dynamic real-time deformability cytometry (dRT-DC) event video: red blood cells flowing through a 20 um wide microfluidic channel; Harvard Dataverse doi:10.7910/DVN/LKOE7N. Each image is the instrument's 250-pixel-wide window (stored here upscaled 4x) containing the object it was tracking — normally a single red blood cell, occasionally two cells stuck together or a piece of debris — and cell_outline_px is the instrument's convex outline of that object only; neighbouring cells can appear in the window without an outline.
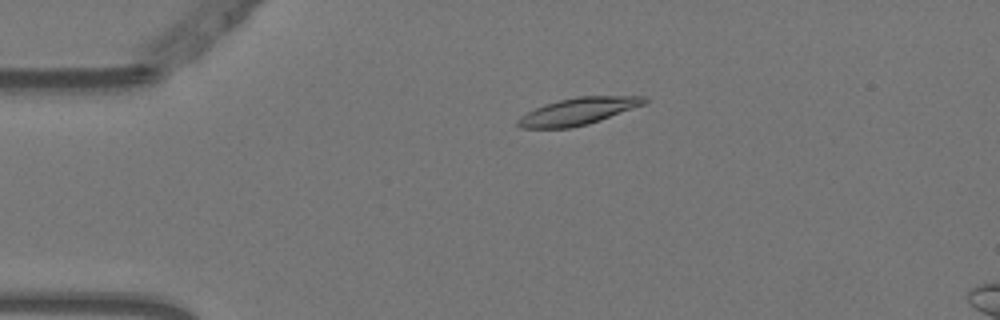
{"species": "Egyptian fruit bat (a non-hibernating species)", "species_latin": "Rousettus aegyptiacus", "temperature_condition": "warm", "stored_images_in_passage": 6, "camera_frame_rate_fps": 3000, "um_per_image_px": 0.085, "animal": {"sex": "female"}, "frame": {"image": 1, "passage_image": 1, "time_ms": 0.0, "image_size_px": [1000, 320], "cell_outline_px": [[648, 100], [644, 104], [600, 120], [588, 124], [568, 128], [520, 128], [516, 124], [516, 120], [520, 116], [544, 104], [576, 96], [648, 96]], "centroid_in_image_um": [49.12, 9.46], "position_along_channel_um": 35.9, "area_um2": 19.83}}